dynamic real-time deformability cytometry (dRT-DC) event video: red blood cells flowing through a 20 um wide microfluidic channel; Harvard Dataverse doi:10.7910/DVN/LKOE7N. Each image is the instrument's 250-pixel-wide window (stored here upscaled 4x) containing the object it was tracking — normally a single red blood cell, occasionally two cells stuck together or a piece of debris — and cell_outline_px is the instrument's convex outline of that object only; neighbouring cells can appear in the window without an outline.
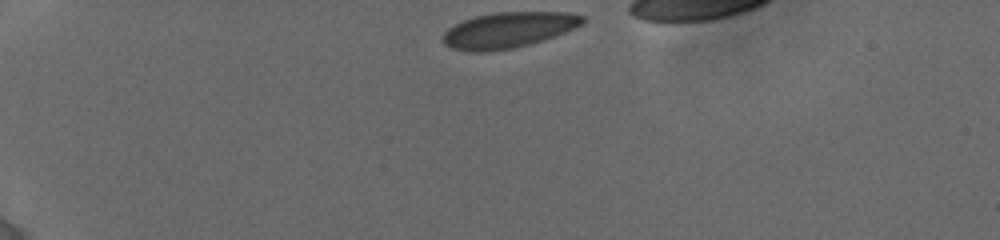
{"species": "human", "species_latin": "Homo sapiens", "temperature_condition": "cold", "stored_images_in_passage": 23, "camera_frame_rate_fps": 3000, "um_per_image_px": 0.085, "donor": {"sex": "female"}, "frame": {"image": 1, "passage_image": 1, "time_ms": 0.0, "image_size_px": [1000, 240], "cell_outline_px": [[588, 20], [584, 24], [564, 32], [528, 44], [512, 48], [488, 52], [472, 52], [452, 48], [444, 44], [440, 36], [448, 28], [464, 20], [476, 16], [496, 12], [568, 12], [584, 16]], "centroid_in_image_um": [43.2, 2.55], "position_along_channel_um": 41.8, "area_um2": 29.02}}
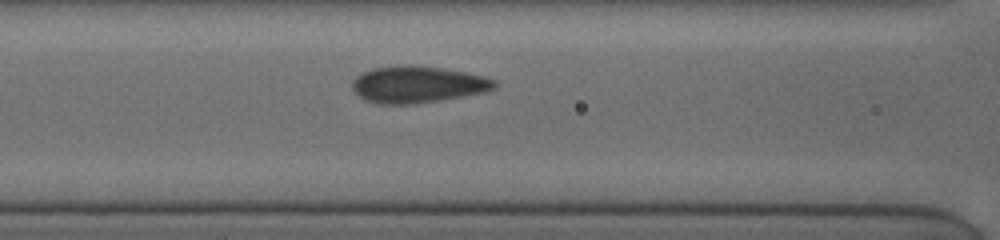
{"frame": {"image": 2, "passage_image": 17, "time_ms": 4.0, "image_size_px": [1000, 240], "cell_outline_px": [[496, 88], [484, 92], [412, 104], [376, 104], [364, 100], [352, 88], [352, 80], [356, 76], [372, 68], [404, 64], [412, 64], [444, 68], [484, 76], [496, 80]], "centroid_in_image_um": [35.47, 7.16], "position_along_channel_um": 131.1, "area_um2": 30.46}}
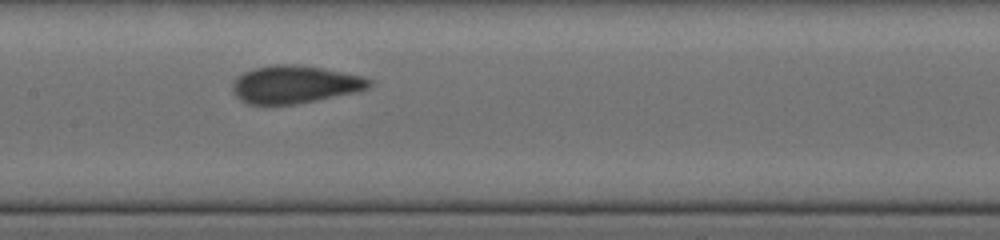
{"frame": {"image": 3, "passage_image": 22, "time_ms": 5.333, "image_size_px": [1000, 240], "cell_outline_px": [[372, 84], [368, 88], [360, 92], [296, 104], [248, 104], [240, 100], [232, 92], [232, 84], [236, 76], [252, 68], [272, 64], [296, 64], [324, 68], [364, 76], [372, 80]], "centroid_in_image_um": [25.07, 7.17], "position_along_channel_um": 182.3, "area_um2": 30.58}}